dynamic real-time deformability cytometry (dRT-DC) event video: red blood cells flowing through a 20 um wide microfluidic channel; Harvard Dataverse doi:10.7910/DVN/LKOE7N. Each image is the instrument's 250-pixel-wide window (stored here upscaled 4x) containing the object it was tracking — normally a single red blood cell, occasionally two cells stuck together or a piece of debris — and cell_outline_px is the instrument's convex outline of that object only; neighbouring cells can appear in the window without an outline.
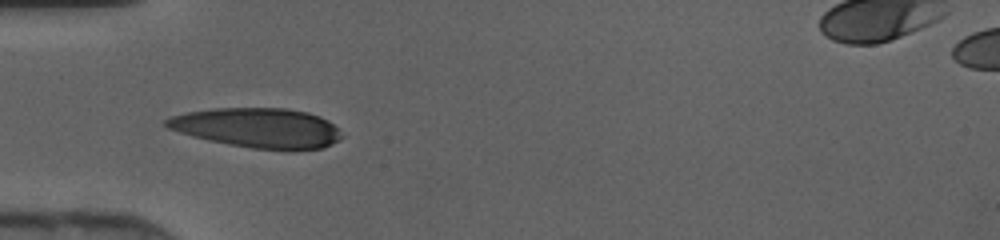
{"species": "human", "species_latin": "Homo sapiens", "temperature_condition": "cold", "stored_images_in_passage": 31, "camera_frame_rate_fps": 3000, "um_per_image_px": 0.085, "donor": {"sex": "female"}, "frame": {"image": 1, "passage_image": 1, "time_ms": 0.0, "image_size_px": [1000, 240], "cell_outline_px": [[344, 136], [340, 140], [324, 148], [292, 152], [252, 148], [228, 144], [208, 140], [192, 136], [168, 128], [164, 124], [164, 120], [172, 116], [188, 112], [212, 108], [288, 108], [308, 112], [320, 116], [328, 120]], "centroid_in_image_um": [21.97, 10.89], "position_along_channel_um": 63.0, "area_um2": 41.21}}
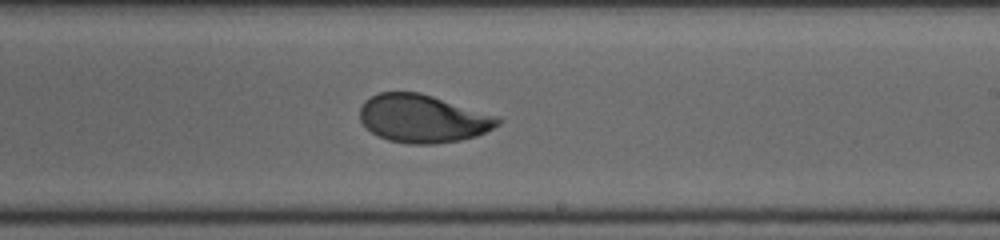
{"frame": {"image": 2, "passage_image": 14, "time_ms": 4.333, "image_size_px": [1000, 240], "cell_outline_px": [[504, 120], [500, 124], [476, 136], [460, 140], [436, 144], [408, 144], [388, 140], [372, 132], [360, 120], [360, 108], [364, 100], [380, 92], [420, 92], [500, 116]], "centroid_in_image_um": [35.98, 10.07], "position_along_channel_um": 253.0, "area_um2": 38.73}}
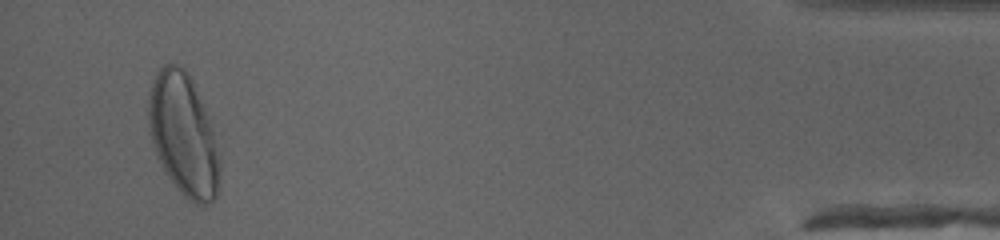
{"frame": {"image": 3, "passage_image": 30, "time_ms": 9.667, "image_size_px": [1000, 240], "cell_outline_px": [[220, 168], [216, 196], [208, 204], [196, 204], [188, 200], [180, 192], [168, 176], [152, 144], [148, 120], [148, 92], [152, 80], [156, 72], [164, 64], [180, 64], [188, 72], [204, 108], [220, 156]], "centroid_in_image_um": [15.57, 11.43], "position_along_channel_um": 419.6, "area_um2": 50.17}}